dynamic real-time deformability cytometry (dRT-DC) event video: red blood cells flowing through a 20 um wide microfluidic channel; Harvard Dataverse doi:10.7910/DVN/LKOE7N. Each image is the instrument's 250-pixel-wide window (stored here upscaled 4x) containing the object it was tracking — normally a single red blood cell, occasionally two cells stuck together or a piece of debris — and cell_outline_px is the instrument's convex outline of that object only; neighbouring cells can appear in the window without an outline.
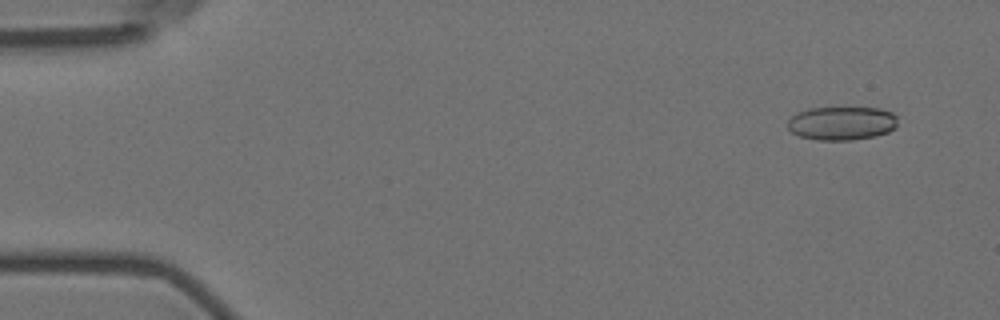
{"species": "Egyptian fruit bat (a non-hibernating species)", "species_latin": "Rousettus aegyptiacus", "temperature_condition": "room temperature", "stored_images_in_passage": 5, "camera_frame_rate_fps": 3000, "um_per_image_px": 0.085, "animal": {"sex": "female"}, "frame": {"image": 1, "passage_image": 1, "time_ms": 0.0, "image_size_px": [1000, 320], "cell_outline_px": [[896, 128], [888, 132], [876, 136], [852, 140], [816, 140], [800, 136], [792, 132], [788, 128], [788, 120], [796, 112], [808, 108], [880, 108], [892, 112], [896, 116]], "centroid_in_image_um": [71.55, 10.48], "position_along_channel_um": 13.5, "area_um2": 21.68}}
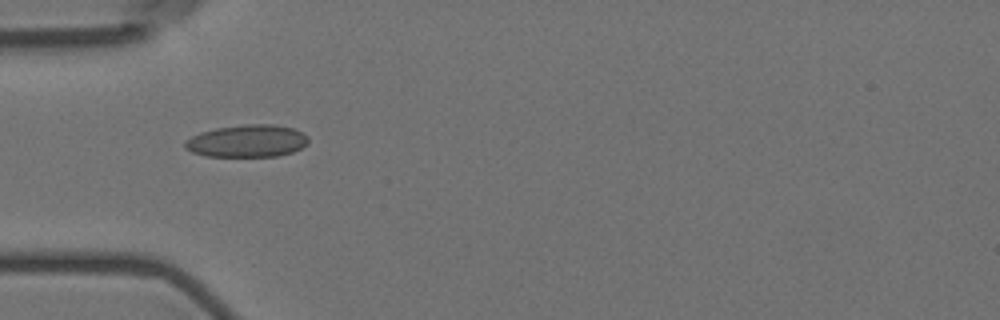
{"frame": {"image": 2, "passage_image": 5, "time_ms": 4.667, "image_size_px": [1000, 320], "cell_outline_px": [[308, 144], [292, 152], [276, 156], [204, 156], [192, 152], [184, 148], [184, 140], [200, 132], [216, 128], [244, 124], [272, 124], [292, 128], [308, 136]], "centroid_in_image_um": [20.97, 11.98], "position_along_channel_um": 64.0, "area_um2": 23.29}}